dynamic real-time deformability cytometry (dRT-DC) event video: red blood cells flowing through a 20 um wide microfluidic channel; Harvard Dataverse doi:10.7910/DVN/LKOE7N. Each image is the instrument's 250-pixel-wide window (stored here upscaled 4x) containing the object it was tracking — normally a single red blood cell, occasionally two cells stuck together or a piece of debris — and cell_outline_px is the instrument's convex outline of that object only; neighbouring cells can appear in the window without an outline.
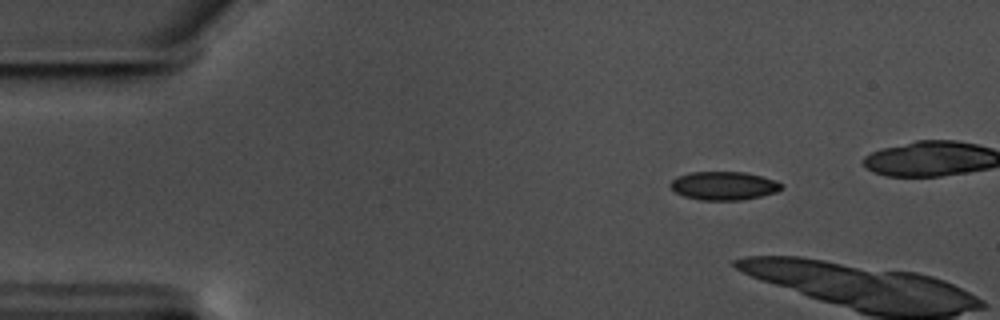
{"species": "common noctule bat (a hibernating species)", "species_latin": "Nyctalus noctula", "temperature_condition": "warm", "stored_images_in_passage": 11, "camera_frame_rate_fps": 3000, "um_per_image_px": 0.085, "animal": {"sex": "male", "body_mass_g": 17.5, "forearm_length_mm": 52.3}, "frame": {"image": 1, "passage_image": 7, "time_ms": 2.0, "image_size_px": [1000, 320], "cell_outline_px": [[784, 188], [776, 192], [760, 196], [740, 200], [700, 200], [684, 196], [676, 192], [668, 184], [676, 176], [688, 172], [744, 172], [776, 180], [784, 184]], "centroid_in_image_um": [61.52, 15.78], "position_along_channel_um": 23.5, "area_um2": 18.5}}